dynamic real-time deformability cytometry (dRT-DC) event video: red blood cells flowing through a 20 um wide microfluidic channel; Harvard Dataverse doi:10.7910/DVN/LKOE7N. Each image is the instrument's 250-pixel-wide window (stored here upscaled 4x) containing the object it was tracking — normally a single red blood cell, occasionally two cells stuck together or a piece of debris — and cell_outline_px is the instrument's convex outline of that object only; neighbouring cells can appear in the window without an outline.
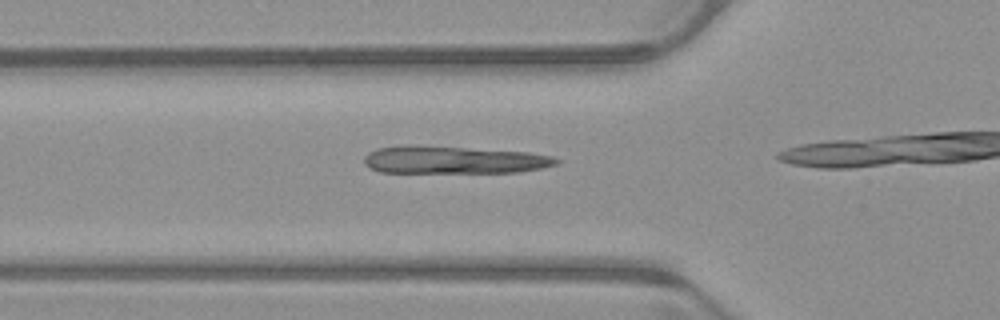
{"species": "common noctule bat (a hibernating species)", "species_latin": "Nyctalus noctula", "temperature_condition": "warm", "stored_images_in_passage": 17, "camera_frame_rate_fps": 3000, "um_per_image_px": 0.085, "animal": {"sex": "male", "body_mass_g": 23.1, "forearm_length_mm": 52.7}, "frame": {"image": 1, "passage_image": 13, "time_ms": 4.0, "image_size_px": [1000, 320], "cell_outline_px": [[560, 164], [520, 172], [380, 172], [368, 168], [364, 164], [364, 156], [368, 152], [376, 148], [404, 144], [408, 144], [528, 152], [552, 156], [560, 160]], "centroid_in_image_um": [38.51, 13.58], "position_along_channel_um": 87.3, "area_um2": 31.1}}